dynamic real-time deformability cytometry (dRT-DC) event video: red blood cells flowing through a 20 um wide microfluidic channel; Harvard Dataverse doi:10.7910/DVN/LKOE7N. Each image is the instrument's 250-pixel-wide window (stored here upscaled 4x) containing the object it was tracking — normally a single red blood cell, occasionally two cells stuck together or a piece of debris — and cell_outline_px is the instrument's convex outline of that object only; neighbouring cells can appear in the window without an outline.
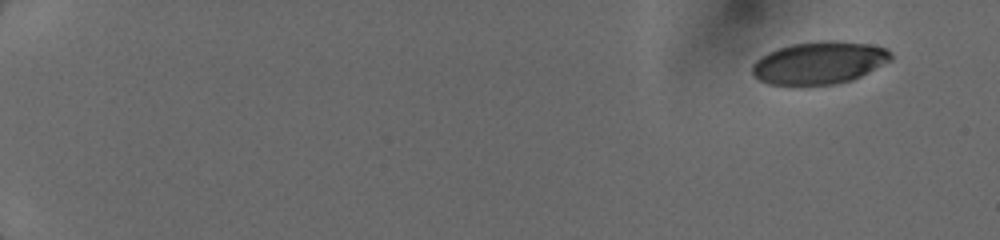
{"species": "human", "species_latin": "Homo sapiens", "temperature_condition": "cold", "stored_images_in_passage": 23, "camera_frame_rate_fps": 3000, "um_per_image_px": 0.085, "donor": {"sex": "female"}, "frame": {"image": 1, "passage_image": 1, "time_ms": 0.0, "image_size_px": [1000, 240], "cell_outline_px": [[892, 60], [852, 80], [840, 84], [768, 84], [760, 80], [752, 72], [752, 64], [760, 56], [776, 48], [792, 44], [868, 44], [888, 48], [892, 52]], "centroid_in_image_um": [69.63, 5.38], "position_along_channel_um": 15.4, "area_um2": 33.12}}
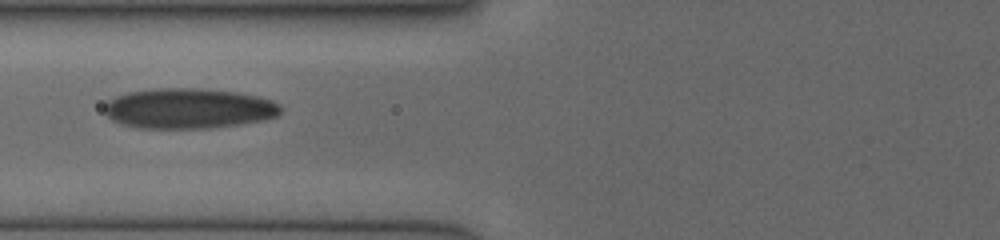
{"frame": {"image": 2, "passage_image": 15, "time_ms": 6.667, "image_size_px": [1000, 240], "cell_outline_px": [[284, 108], [276, 116], [264, 120], [240, 124], [212, 128], [136, 128], [120, 124], [112, 120], [104, 112], [104, 104], [108, 100], [116, 96], [128, 92], [156, 88], [200, 88], [236, 92], [260, 96], [272, 100], [280, 104]], "centroid_in_image_um": [16.04, 9.22], "position_along_channel_um": 109.8, "area_um2": 41.85}}
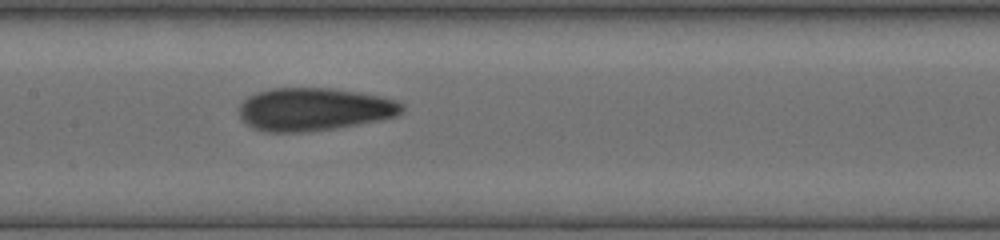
{"frame": {"image": 3, "passage_image": 22, "time_ms": 8.333, "image_size_px": [1000, 240], "cell_outline_px": [[404, 112], [396, 116], [380, 120], [336, 128], [308, 132], [268, 132], [256, 128], [248, 124], [240, 116], [240, 104], [248, 96], [256, 92], [272, 88], [332, 88], [360, 92], [380, 96], [396, 100], [404, 104]], "centroid_in_image_um": [26.74, 9.28], "position_along_channel_um": 180.7, "area_um2": 40.81}}